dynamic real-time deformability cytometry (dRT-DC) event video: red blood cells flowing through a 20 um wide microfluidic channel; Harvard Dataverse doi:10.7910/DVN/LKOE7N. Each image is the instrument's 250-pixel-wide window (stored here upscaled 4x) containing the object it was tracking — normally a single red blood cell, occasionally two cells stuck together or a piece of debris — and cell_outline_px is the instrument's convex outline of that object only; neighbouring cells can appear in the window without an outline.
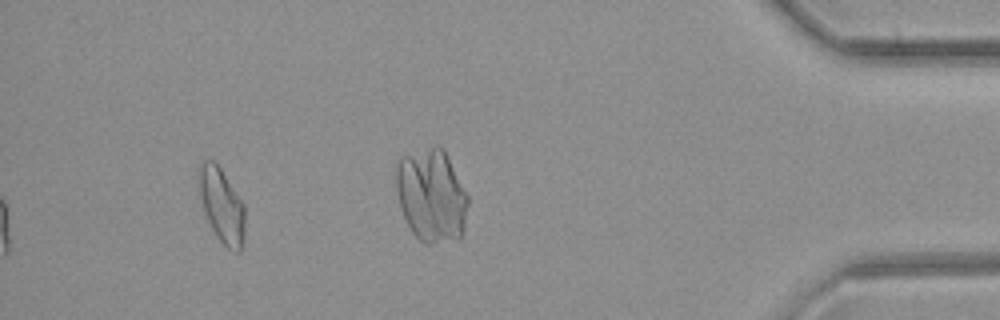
{"species": "common noctule bat (a hibernating species)", "species_latin": "Nyctalus noctula", "temperature_condition": "room temperature", "stored_images_in_passage": 38, "segment_of_instrument_passage": [2, 2], "camera_frame_rate_fps": 3000, "um_per_image_px": 0.085, "animal": {"sex": "female", "body_mass_g": 21.9}, "frame": {"image": 1, "passage_image": 34, "time_ms": 11.0, "image_size_px": [1000, 320], "cell_outline_px": [[244, 236], [240, 252], [236, 252], [228, 248], [216, 236], [204, 212], [200, 196], [196, 176], [196, 168], [200, 160], [212, 160], [220, 168], [244, 204]], "centroid_in_image_um": [18.8, 17.4], "position_along_channel_um": 416.4, "area_um2": 20.11}}